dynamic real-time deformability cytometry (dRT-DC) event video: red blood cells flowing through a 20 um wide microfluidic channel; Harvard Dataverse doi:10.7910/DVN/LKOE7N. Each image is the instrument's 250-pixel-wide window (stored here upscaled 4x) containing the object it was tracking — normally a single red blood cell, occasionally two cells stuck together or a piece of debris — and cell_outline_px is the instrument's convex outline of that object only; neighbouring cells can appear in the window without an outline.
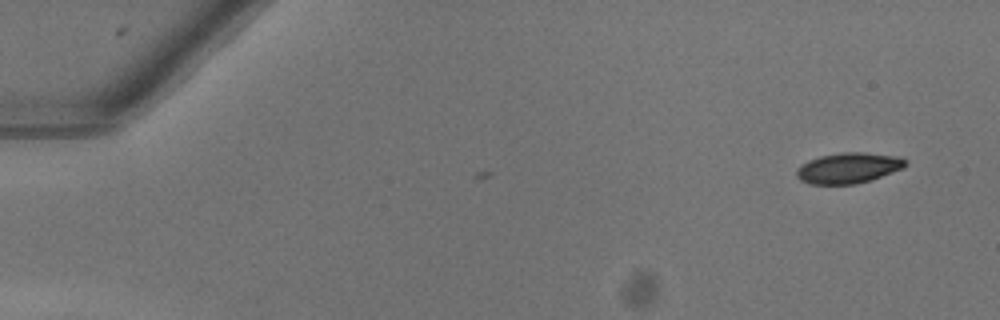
{"species": "common noctule bat (a hibernating species)", "species_latin": "Nyctalus noctula", "temperature_condition": "warm", "stored_images_in_passage": 2, "camera_frame_rate_fps": 3000, "um_per_image_px": 0.085, "animal": {"sex": "female"}, "frame": {"image": 1, "passage_image": 2, "time_ms": 0.333, "image_size_px": [1000, 320], "cell_outline_px": [[908, 164], [904, 168], [856, 184], [808, 184], [800, 180], [796, 176], [796, 172], [800, 164], [808, 160], [820, 156], [840, 152], [864, 152], [900, 156], [908, 160]], "centroid_in_image_um": [72.12, 14.26], "position_along_channel_um": 12.9, "area_um2": 19.59}}